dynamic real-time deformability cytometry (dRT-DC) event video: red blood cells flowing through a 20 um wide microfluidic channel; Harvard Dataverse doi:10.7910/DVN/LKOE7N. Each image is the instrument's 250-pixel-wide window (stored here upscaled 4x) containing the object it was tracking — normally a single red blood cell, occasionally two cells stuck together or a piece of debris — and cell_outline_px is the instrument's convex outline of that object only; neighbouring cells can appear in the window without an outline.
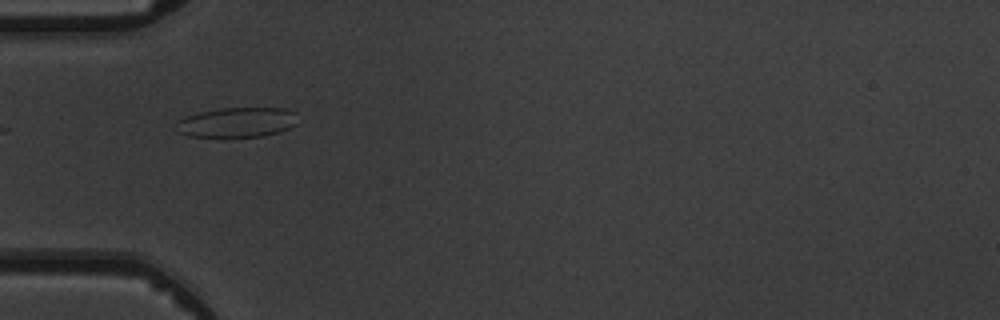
{"species": "common noctule bat (a hibernating species)", "species_latin": "Nyctalus noctula", "temperature_condition": "warm", "stored_images_in_passage": 4, "camera_frame_rate_fps": 3000, "um_per_image_px": 0.085, "animal": {"sex": "male", "body_mass_g": 19.5, "forearm_length_mm": 54.6}, "frame": {"image": 1, "passage_image": 2, "time_ms": 1.0, "image_size_px": [1000, 320], "cell_outline_px": [[296, 124], [280, 132], [264, 136], [188, 136], [176, 132], [172, 124], [176, 120], [184, 116], [196, 112], [220, 108], [284, 108], [296, 112]], "centroid_in_image_um": [20.06, 10.39], "position_along_channel_um": 64.9, "area_um2": 21.5}}
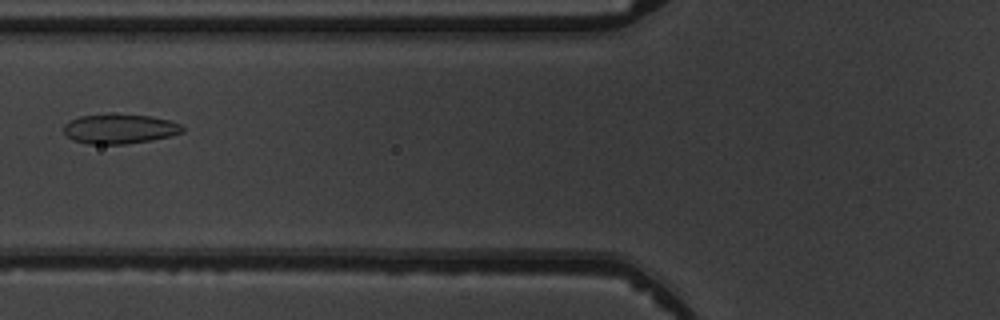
{"frame": {"image": 2, "passage_image": 3, "time_ms": 2.333, "image_size_px": [1000, 320], "cell_outline_px": [[184, 132], [152, 140], [124, 144], [88, 144], [72, 140], [64, 132], [64, 124], [68, 120], [80, 116], [108, 112], [116, 112], [152, 116], [172, 120], [180, 124], [184, 128]], "centroid_in_image_um": [10.16, 10.91], "position_along_channel_um": 115.6, "area_um2": 21.21}}
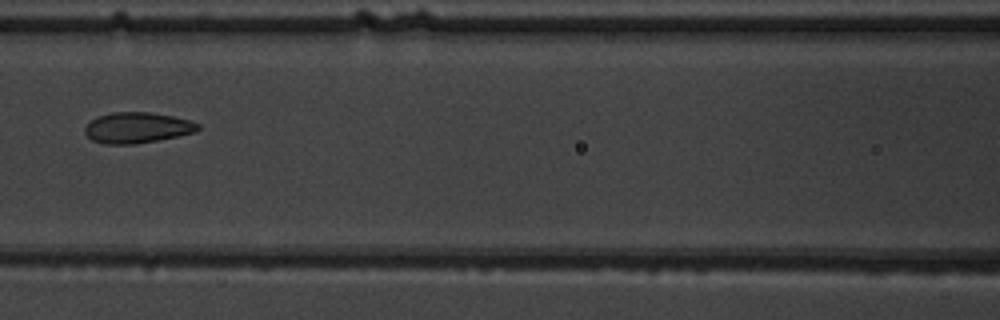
{"frame": {"image": 3, "passage_image": 4, "time_ms": 3.333, "image_size_px": [1000, 320], "cell_outline_px": [[200, 128], [196, 132], [156, 140], [132, 144], [104, 144], [92, 140], [84, 132], [84, 128], [96, 116], [112, 112], [148, 112], [172, 116], [188, 120], [200, 124]], "centroid_in_image_um": [11.64, 10.85], "position_along_channel_um": 155.0, "area_um2": 20.11}}